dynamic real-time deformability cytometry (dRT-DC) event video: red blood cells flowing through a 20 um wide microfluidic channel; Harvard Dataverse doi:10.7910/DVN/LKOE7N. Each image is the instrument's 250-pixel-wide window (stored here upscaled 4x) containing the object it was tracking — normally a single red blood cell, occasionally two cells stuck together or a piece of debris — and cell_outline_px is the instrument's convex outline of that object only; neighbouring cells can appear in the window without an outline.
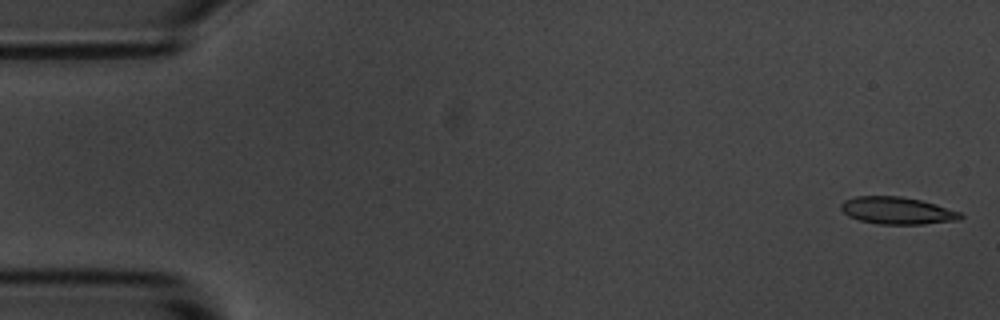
{"species": "common noctule bat (a hibernating species)", "species_latin": "Nyctalus noctula", "temperature_condition": "room temperature", "stored_images_in_passage": 5, "camera_frame_rate_fps": 3000, "um_per_image_px": 0.085, "animal": {"sex": "male", "body_mass_g": 20.1, "forearm_length_mm": 53.5}, "frame": {"image": 1, "passage_image": 1, "time_ms": 0.0, "image_size_px": [1000, 320], "cell_outline_px": [[964, 216], [960, 220], [924, 224], [880, 224], [860, 220], [848, 216], [840, 208], [840, 204], [844, 200], [856, 196], [900, 196], [920, 200], [936, 204], [960, 212]], "centroid_in_image_um": [76.27, 17.9], "position_along_channel_um": 8.7, "area_um2": 18.96}}
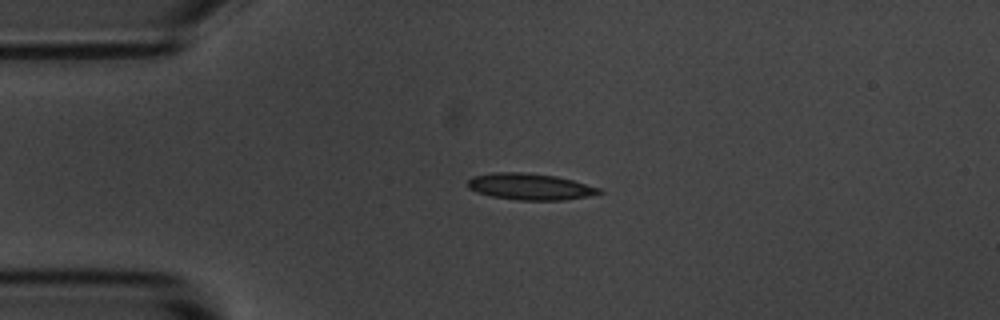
{"frame": {"image": 2, "passage_image": 4, "time_ms": 3.667, "image_size_px": [1000, 320], "cell_outline_px": [[604, 192], [588, 196], [564, 200], [520, 200], [492, 196], [476, 192], [468, 188], [468, 180], [472, 176], [496, 172], [524, 172], [556, 176], [572, 180], [600, 188]], "centroid_in_image_um": [45.04, 15.86], "position_along_channel_um": 40.0, "area_um2": 20.17}}